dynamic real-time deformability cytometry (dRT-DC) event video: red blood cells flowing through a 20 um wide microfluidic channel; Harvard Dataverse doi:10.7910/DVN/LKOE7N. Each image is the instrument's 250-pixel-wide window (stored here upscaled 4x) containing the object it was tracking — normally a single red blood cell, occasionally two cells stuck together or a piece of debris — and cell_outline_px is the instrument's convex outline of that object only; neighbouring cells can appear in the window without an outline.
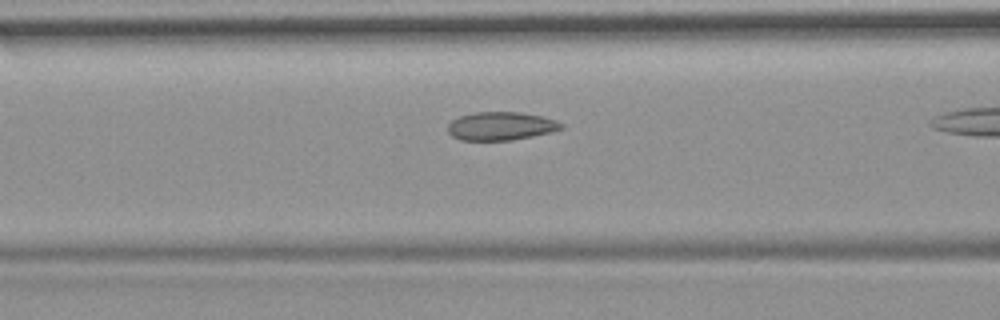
{"species": "common noctule bat (a hibernating species)", "species_latin": "Nyctalus noctula", "temperature_condition": "room temperature", "stored_images_in_passage": 13, "camera_frame_rate_fps": 3000, "um_per_image_px": 0.085, "animal": {"sex": "female", "body_mass_g": 19.9}, "frame": {"image": 1, "passage_image": 11, "time_ms": 3.333, "image_size_px": [1000, 320], "cell_outline_px": [[564, 128], [532, 136], [512, 140], [460, 140], [452, 136], [448, 132], [448, 124], [452, 120], [460, 116], [476, 112], [520, 112], [540, 116], [556, 120], [564, 124]], "centroid_in_image_um": [42.56, 10.71], "position_along_channel_um": 124.0, "area_um2": 18.61}}